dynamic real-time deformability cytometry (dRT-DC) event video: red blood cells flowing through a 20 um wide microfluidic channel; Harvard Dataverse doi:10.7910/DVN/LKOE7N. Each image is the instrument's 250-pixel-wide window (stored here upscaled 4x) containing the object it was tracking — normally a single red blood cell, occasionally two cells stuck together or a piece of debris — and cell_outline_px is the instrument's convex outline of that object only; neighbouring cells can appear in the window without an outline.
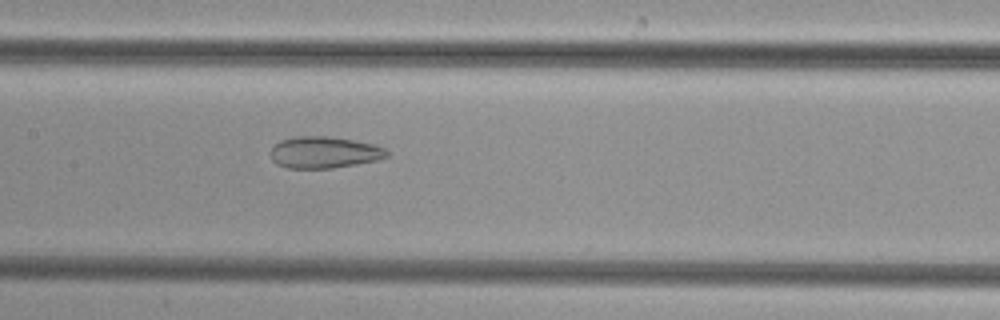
{"species": "common noctule bat (a hibernating species)", "species_latin": "Nyctalus noctula", "temperature_condition": "cold", "stored_images_in_passage": 38, "camera_frame_rate_fps": 3000, "um_per_image_px": 0.085, "animal": {"sex": "female", "body_mass_g": 29.2, "forearm_length_mm": 56.3}, "frame": {"image": 1, "passage_image": 13, "time_ms": 4.0, "image_size_px": [1000, 320], "cell_outline_px": [[388, 156], [376, 160], [356, 164], [332, 168], [288, 168], [276, 164], [272, 160], [272, 148], [280, 140], [292, 136], [328, 136], [376, 144], [388, 148]], "centroid_in_image_um": [27.58, 12.94], "position_along_channel_um": 179.8, "area_um2": 21.5}}
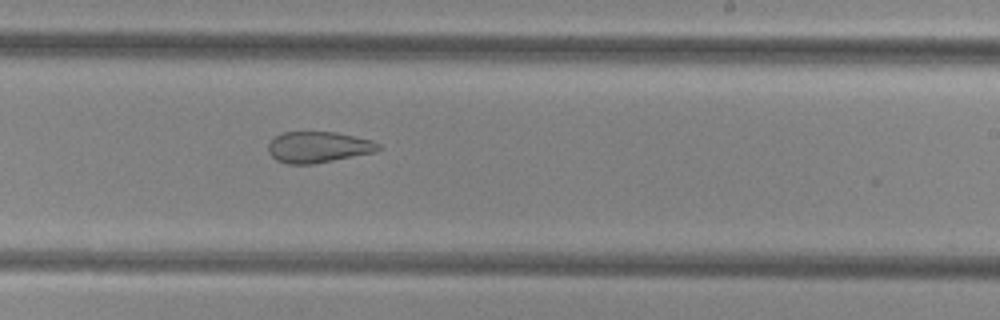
{"frame": {"image": 2, "passage_image": 19, "time_ms": 6.0, "image_size_px": [1000, 320], "cell_outline_px": [[384, 148], [376, 152], [312, 164], [288, 164], [276, 160], [268, 152], [268, 144], [276, 136], [284, 132], [336, 132], [372, 140], [380, 144]], "centroid_in_image_um": [27.09, 12.51], "position_along_channel_um": 261.9, "area_um2": 20.0}}
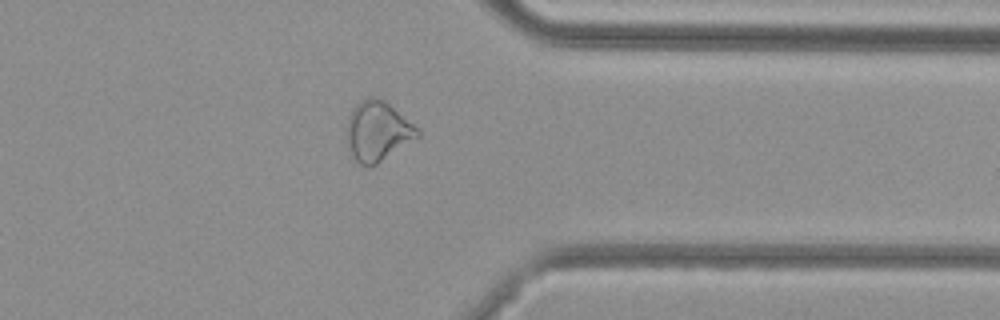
{"frame": {"image": 3, "passage_image": 28, "time_ms": 9.0, "image_size_px": [1000, 320], "cell_outline_px": [[420, 136], [376, 164], [368, 168], [360, 164], [352, 156], [348, 144], [348, 116], [352, 108], [360, 100], [368, 96], [376, 96], [384, 100], [420, 128]], "centroid_in_image_um": [32.12, 11.13], "position_along_channel_um": 379.3, "area_um2": 24.68}}